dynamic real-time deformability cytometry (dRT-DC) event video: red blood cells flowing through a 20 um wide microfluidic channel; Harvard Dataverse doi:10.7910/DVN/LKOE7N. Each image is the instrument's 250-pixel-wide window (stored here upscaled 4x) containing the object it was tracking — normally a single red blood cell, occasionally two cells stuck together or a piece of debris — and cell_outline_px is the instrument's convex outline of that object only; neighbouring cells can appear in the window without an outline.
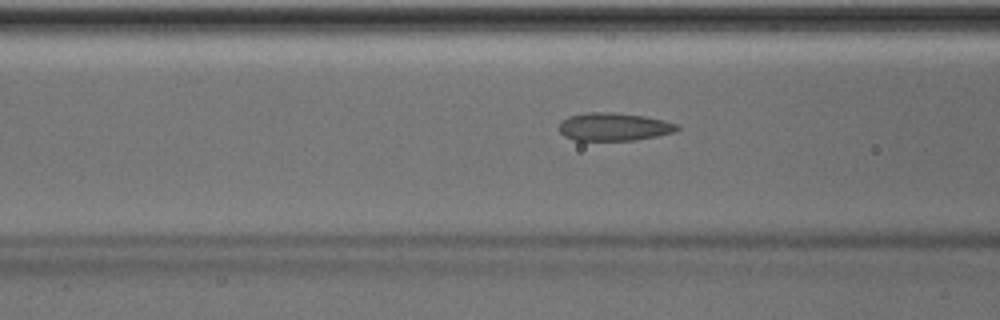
{"species": "Egyptian fruit bat (a non-hibernating species)", "species_latin": "Rousettus aegyptiacus", "temperature_condition": "room temperature", "stored_images_in_passage": 50, "camera_frame_rate_fps": 3000, "um_per_image_px": 0.085, "animal": {"sex": "male"}, "frame": {"image": 1, "passage_image": 20, "time_ms": 6.333, "image_size_px": [1000, 320], "cell_outline_px": [[680, 128], [676, 132], [636, 140], [572, 140], [564, 136], [556, 128], [560, 120], [568, 116], [588, 112], [612, 112], [644, 116], [664, 120], [676, 124]], "centroid_in_image_um": [52.13, 10.77], "position_along_channel_um": 114.5, "area_um2": 19.48}}
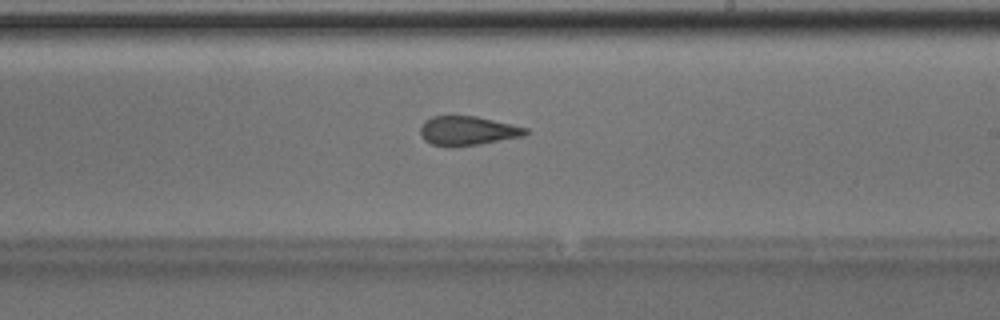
{"frame": {"image": 2, "passage_image": 30, "time_ms": 9.667, "image_size_px": [1000, 320], "cell_outline_px": [[528, 132], [524, 136], [476, 144], [432, 144], [424, 140], [420, 132], [420, 124], [424, 120], [432, 116], [476, 116], [528, 128]], "centroid_in_image_um": [39.74, 11.07], "position_along_channel_um": 249.3, "area_um2": 17.28}}
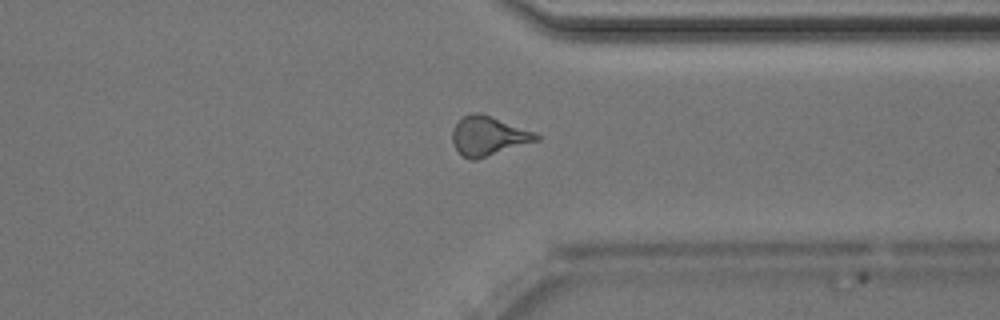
{"frame": {"image": 3, "passage_image": 39, "time_ms": 12.667, "image_size_px": [1000, 320], "cell_outline_px": [[544, 136], [540, 140], [476, 160], [472, 160], [464, 156], [452, 144], [452, 128], [464, 116], [472, 112], [480, 112], [536, 132]], "centroid_in_image_um": [41.55, 11.55], "position_along_channel_um": 369.8, "area_um2": 19.36}, "authors_computed_cell_mechanics": {"area_um2": 19.1029, "velocity_mm_per_s": 4.0532, "shape_relaxation_time_tau1_ms": null, "shape_relaxation_time_tau2_ms": 1.9783, "deformation_change_tau1": null, "deformation_change_tau2": 0.1092}}